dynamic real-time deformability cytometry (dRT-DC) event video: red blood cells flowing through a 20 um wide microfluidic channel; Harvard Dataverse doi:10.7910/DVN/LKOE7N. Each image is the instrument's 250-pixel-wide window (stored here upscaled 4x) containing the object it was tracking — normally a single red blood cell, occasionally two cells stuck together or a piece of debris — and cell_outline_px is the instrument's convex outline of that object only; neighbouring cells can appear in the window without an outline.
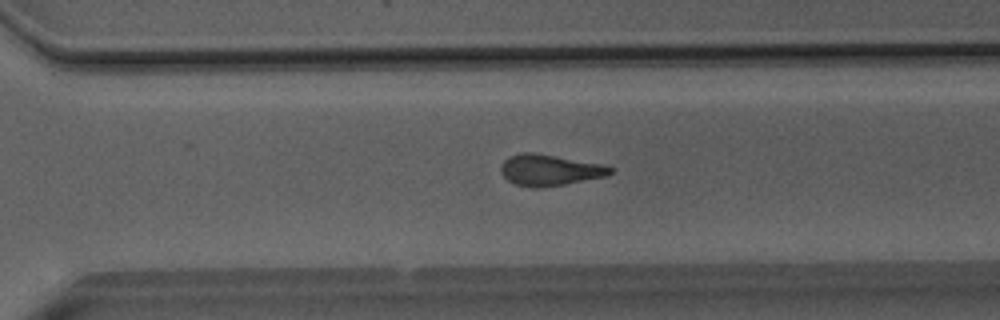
{"species": "Egyptian fruit bat (a non-hibernating species)", "species_latin": "Rousettus aegyptiacus", "temperature_condition": "room temperature", "stored_images_in_passage": 51, "camera_frame_rate_fps": 3000, "um_per_image_px": 0.085, "animal": {"sex": "male"}, "frame": {"image": 1, "passage_image": 36, "time_ms": 11.667, "image_size_px": [1000, 320], "cell_outline_px": [[612, 172], [608, 176], [564, 184], [536, 188], [532, 188], [516, 184], [508, 180], [500, 172], [500, 164], [508, 156], [520, 152], [532, 152], [600, 164], [612, 168]], "centroid_in_image_um": [46.66, 14.45], "position_along_channel_um": 323.9, "area_um2": 19.71}}
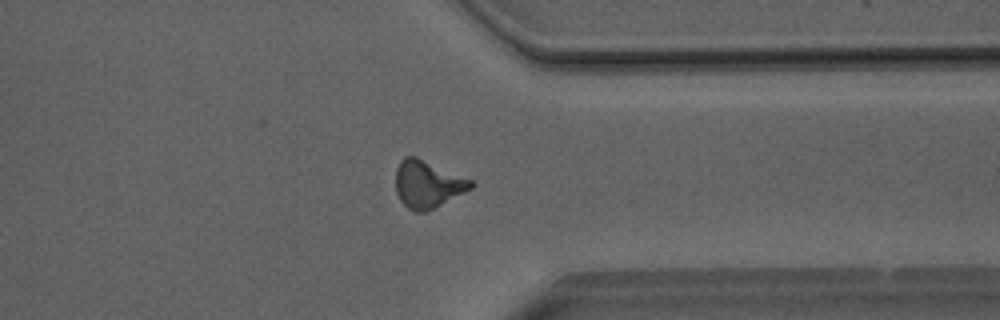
{"frame": {"image": 2, "passage_image": 40, "time_ms": 13.0, "image_size_px": [1000, 320], "cell_outline_px": [[476, 184], [472, 188], [428, 212], [416, 212], [408, 208], [400, 200], [396, 192], [396, 168], [400, 160], [404, 156], [416, 156], [472, 180]], "centroid_in_image_um": [36.34, 15.66], "position_along_channel_um": 375.1, "area_um2": 20.87}}
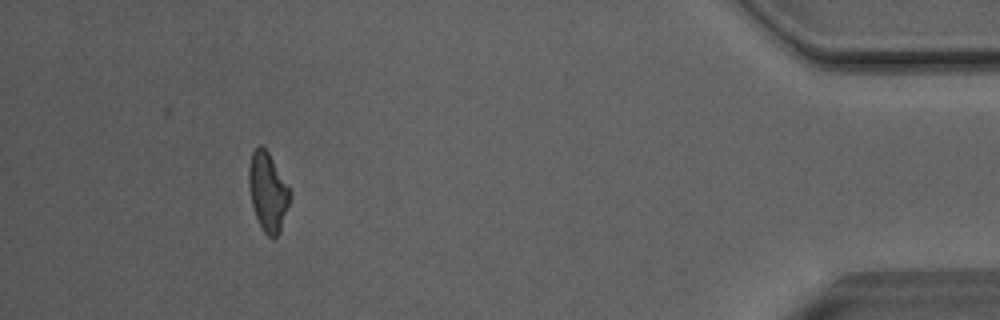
{"frame": {"image": 3, "passage_image": 47, "time_ms": 15.333, "image_size_px": [1000, 320], "cell_outline_px": [[292, 196], [280, 232], [276, 236], [268, 236], [264, 232], [256, 216], [252, 204], [248, 184], [248, 168], [252, 152], [260, 144], [268, 152], [292, 192]], "centroid_in_image_um": [22.78, 16.3], "position_along_channel_um": 412.4, "area_um2": 18.79}, "authors_computed_cell_mechanics": {"area_um2": 19.9988, "velocity_mm_per_s": 4.0615, "shape_relaxation_time_tau1_ms": null, "shape_relaxation_time_tau2_ms": 2.6853, "deformation_change_tau1": null, "deformation_change_tau2": 0.1205}}